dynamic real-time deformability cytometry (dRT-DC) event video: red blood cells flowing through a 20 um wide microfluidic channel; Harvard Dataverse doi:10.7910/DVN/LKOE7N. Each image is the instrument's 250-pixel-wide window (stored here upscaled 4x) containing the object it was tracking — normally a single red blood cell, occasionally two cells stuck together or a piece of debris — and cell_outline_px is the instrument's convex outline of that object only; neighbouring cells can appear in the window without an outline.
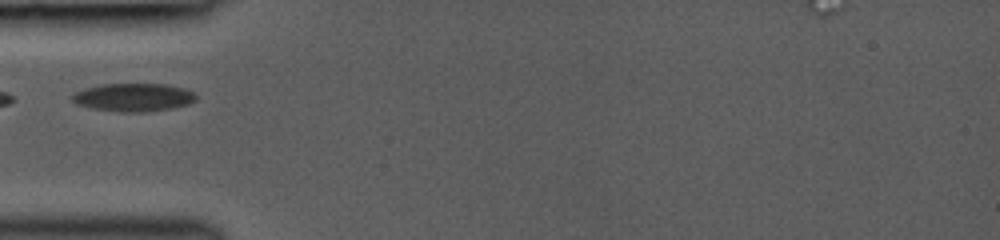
{"species": "common noctule bat (a hibernating species)", "species_latin": "Nyctalus noctula", "temperature_condition": "room temperature", "stored_images_in_passage": 11, "camera_frame_rate_fps": 3000, "um_per_image_px": 0.085, "animal": {"sex": "female", "body_mass_g": 19.0, "forearm_length_mm": 53.3}, "frame": {"image": 1, "passage_image": 1, "time_ms": 0.0, "image_size_px": [1000, 240], "cell_outline_px": [[196, 100], [188, 104], [172, 108], [148, 112], [116, 112], [92, 108], [76, 104], [72, 100], [72, 96], [76, 92], [84, 88], [100, 84], [168, 84], [184, 88], [192, 92], [196, 96]], "centroid_in_image_um": [11.34, 8.28], "position_along_channel_um": 73.7, "area_um2": 20.4}}
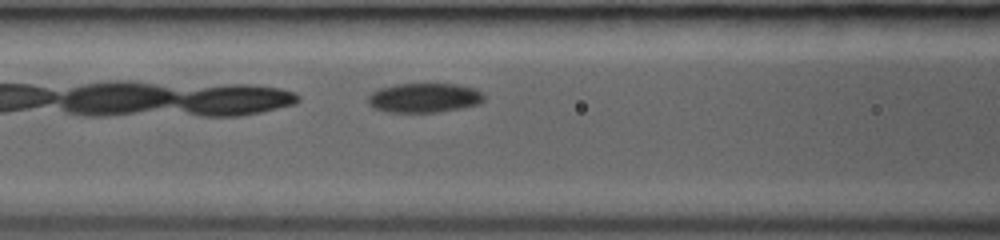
{"frame": {"image": 2, "passage_image": 4, "time_ms": 1.333, "image_size_px": [1000, 240], "cell_outline_px": [[484, 100], [480, 104], [460, 108], [436, 112], [388, 112], [372, 108], [368, 104], [368, 96], [372, 92], [380, 88], [396, 84], [456, 84], [476, 88], [484, 96]], "centroid_in_image_um": [36.05, 8.31], "position_along_channel_um": 130.6, "area_um2": 19.94}}
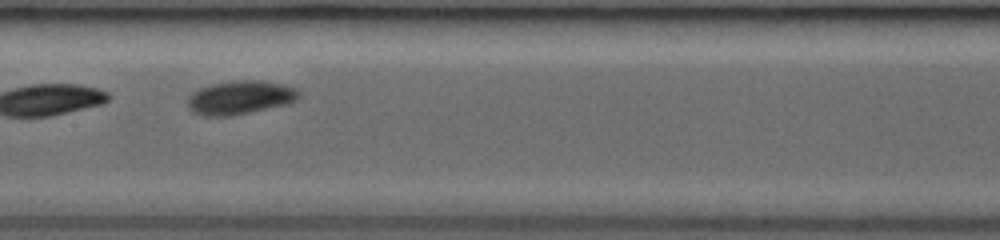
{"frame": {"image": 3, "passage_image": 7, "time_ms": 2.667, "image_size_px": [1000, 240], "cell_outline_px": [[300, 96], [296, 100], [288, 104], [228, 116], [204, 116], [192, 112], [188, 108], [188, 96], [192, 92], [200, 88], [212, 84], [236, 80], [264, 80], [284, 84], [296, 88], [300, 92]], "centroid_in_image_um": [20.42, 8.28], "position_along_channel_um": 187.0, "area_um2": 21.91}}